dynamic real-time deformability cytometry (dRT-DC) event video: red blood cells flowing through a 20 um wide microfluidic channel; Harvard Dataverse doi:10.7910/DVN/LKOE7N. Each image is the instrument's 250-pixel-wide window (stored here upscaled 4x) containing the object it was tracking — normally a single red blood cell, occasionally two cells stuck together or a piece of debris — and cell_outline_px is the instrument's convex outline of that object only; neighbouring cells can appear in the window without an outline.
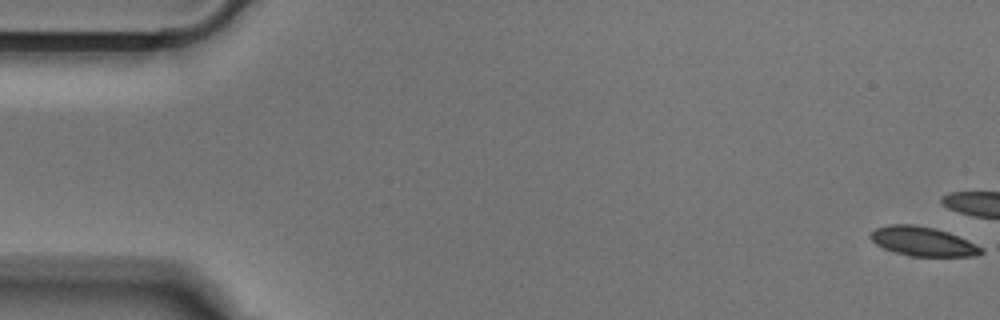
{"species": "Egyptian fruit bat (a non-hibernating species)", "species_latin": "Rousettus aegyptiacus", "temperature_condition": "cold", "stored_images_in_passage": 10, "camera_frame_rate_fps": 3000, "um_per_image_px": 0.085, "animal": {"sex": "male"}, "frame": {"image": 1, "passage_image": 1, "time_ms": 0.0, "image_size_px": [1000, 320], "cell_outline_px": [[984, 252], [976, 256], [912, 256], [896, 252], [884, 248], [876, 244], [868, 236], [876, 228], [888, 224], [916, 224], [936, 228], [948, 232], [968, 240], [984, 248]], "centroid_in_image_um": [78.46, 20.51], "position_along_channel_um": 6.5, "area_um2": 18.96}}